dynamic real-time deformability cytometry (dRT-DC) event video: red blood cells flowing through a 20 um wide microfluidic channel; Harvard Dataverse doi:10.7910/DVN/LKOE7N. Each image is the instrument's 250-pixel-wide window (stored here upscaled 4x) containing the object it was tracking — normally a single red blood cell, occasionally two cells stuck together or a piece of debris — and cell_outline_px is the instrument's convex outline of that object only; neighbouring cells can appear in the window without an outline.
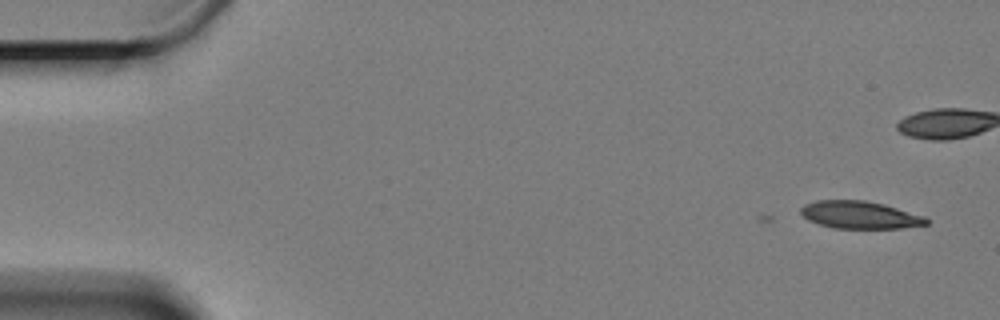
{"species": "Egyptian fruit bat (a non-hibernating species)", "species_latin": "Rousettus aegyptiacus", "temperature_condition": "cold", "stored_images_in_passage": 2, "camera_frame_rate_fps": 3000, "um_per_image_px": 0.085, "animal": {"sex": "female"}, "frame": {"image": 1, "passage_image": 2, "time_ms": 0.333, "image_size_px": [1000, 320], "cell_outline_px": [[928, 224], [900, 228], [832, 228], [808, 220], [800, 212], [800, 208], [804, 204], [816, 200], [864, 200], [884, 204], [924, 216], [928, 220]], "centroid_in_image_um": [73.06, 18.26], "position_along_channel_um": 11.9, "area_um2": 20.06}}